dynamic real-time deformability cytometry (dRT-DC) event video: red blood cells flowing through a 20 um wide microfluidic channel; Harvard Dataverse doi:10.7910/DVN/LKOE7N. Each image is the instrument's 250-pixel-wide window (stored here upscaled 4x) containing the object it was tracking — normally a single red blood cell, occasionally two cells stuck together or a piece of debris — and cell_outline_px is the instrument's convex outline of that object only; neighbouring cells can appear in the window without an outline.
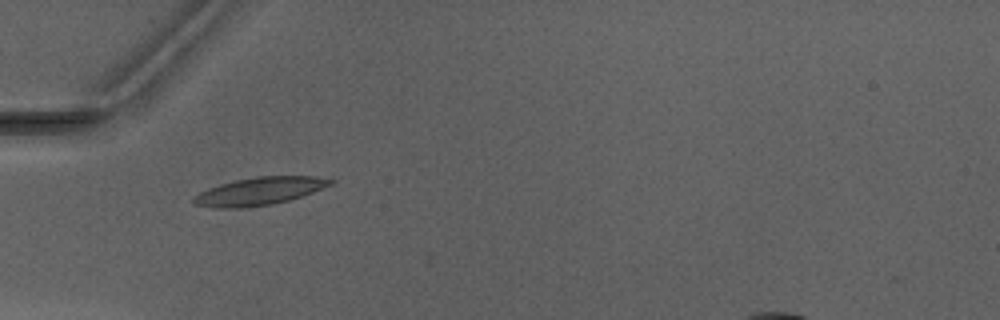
{"species": "Egyptian fruit bat (a non-hibernating species)", "species_latin": "Rousettus aegyptiacus", "temperature_condition": "warm", "stored_images_in_passage": 3, "camera_frame_rate_fps": 3000, "um_per_image_px": 0.085, "animal": {"sex": "male"}, "frame": {"image": 1, "passage_image": 2, "time_ms": 1.333, "image_size_px": [1000, 320], "cell_outline_px": [[336, 180], [332, 184], [312, 192], [288, 200], [272, 204], [244, 208], [216, 208], [192, 204], [192, 196], [208, 188], [220, 184], [236, 180], [256, 176], [332, 176]], "centroid_in_image_um": [22.07, 16.24], "position_along_channel_um": 62.9, "area_um2": 22.37}}